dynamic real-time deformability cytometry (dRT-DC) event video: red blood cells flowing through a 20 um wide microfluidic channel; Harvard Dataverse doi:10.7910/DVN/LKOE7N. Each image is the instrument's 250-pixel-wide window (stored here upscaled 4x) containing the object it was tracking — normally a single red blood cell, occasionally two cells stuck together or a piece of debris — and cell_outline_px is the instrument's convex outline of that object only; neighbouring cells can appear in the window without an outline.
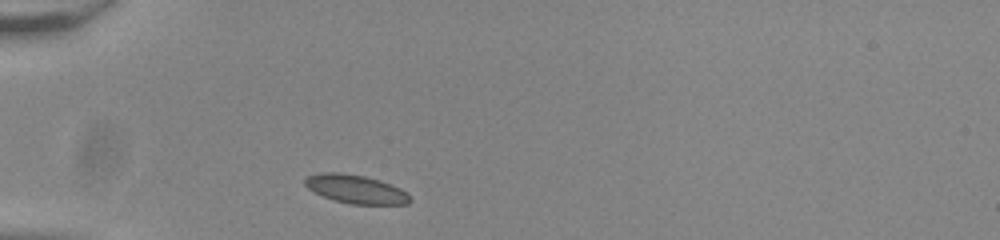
{"species": "common noctule bat (a hibernating species)", "species_latin": "Nyctalus noctula", "temperature_condition": "room temperature", "stored_images_in_passage": 32, "camera_frame_rate_fps": 3000, "um_per_image_px": 0.085, "animal": {"sex": "male", "body_mass_g": 20.0, "forearm_length_mm": 53.3}, "frame": {"image": 1, "passage_image": 1, "time_ms": 0.0, "image_size_px": [1000, 240], "cell_outline_px": [[412, 200], [408, 204], [352, 204], [332, 200], [308, 188], [304, 184], [304, 180], [308, 176], [320, 172], [336, 172], [364, 176], [380, 180], [400, 188], [408, 192]], "centroid_in_image_um": [30.27, 16.08], "position_along_channel_um": 54.7, "area_um2": 17.46}}
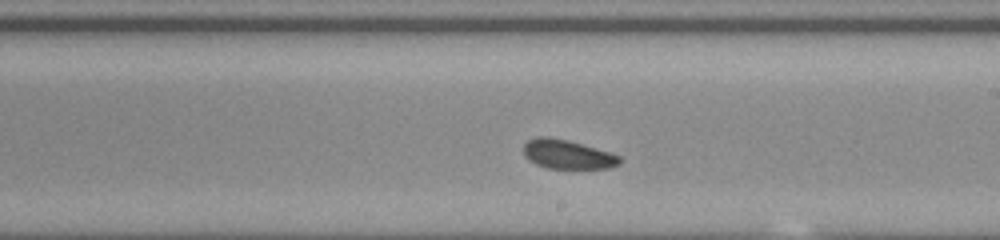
{"frame": {"image": 2, "passage_image": 17, "time_ms": 5.333, "image_size_px": [1000, 240], "cell_outline_px": [[620, 164], [608, 168], [548, 168], [536, 164], [528, 160], [524, 156], [524, 144], [528, 140], [536, 136], [548, 136], [568, 140], [608, 152], [620, 156]], "centroid_in_image_um": [48.19, 13.11], "position_along_channel_um": 240.8, "area_um2": 16.18}}
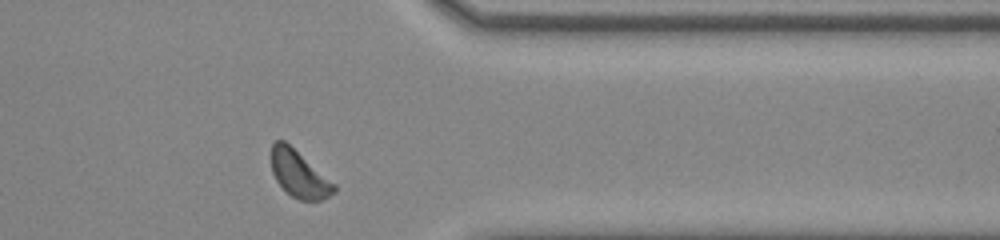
{"frame": {"image": 3, "passage_image": 29, "time_ms": 9.333, "image_size_px": [1000, 240], "cell_outline_px": [[336, 192], [320, 200], [300, 200], [292, 196], [276, 180], [272, 172], [268, 156], [272, 144], [276, 140], [284, 140], [336, 184]], "centroid_in_image_um": [25.38, 14.76], "position_along_channel_um": 386.0, "area_um2": 17.17}, "authors_computed_cell_mechanics": {"area_um2": 16.9932, "velocity_mm_per_s": 3.8013, "shape_relaxation_time_tau1_ms": null, "shape_relaxation_time_tau2_ms": 2.9264, "deformation_change_tau1": null, "deformation_change_tau2": 0.0948}}